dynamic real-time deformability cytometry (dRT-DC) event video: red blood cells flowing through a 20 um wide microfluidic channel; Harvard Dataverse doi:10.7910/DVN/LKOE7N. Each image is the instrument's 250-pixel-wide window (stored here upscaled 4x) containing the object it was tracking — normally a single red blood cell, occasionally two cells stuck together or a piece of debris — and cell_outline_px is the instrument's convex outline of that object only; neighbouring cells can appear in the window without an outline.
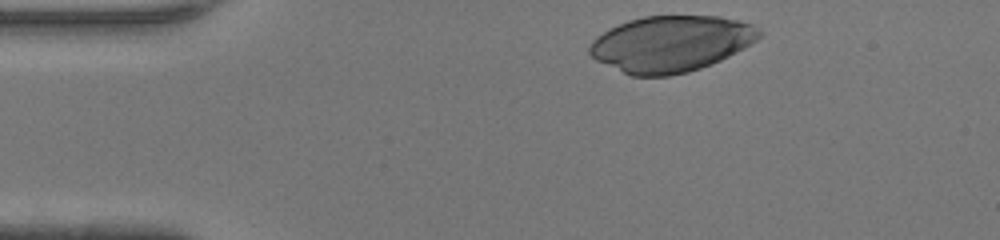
{"species": "human", "species_latin": "Homo sapiens", "temperature_condition": "warm", "stored_images_in_passage": 31, "camera_frame_rate_fps": 3000, "um_per_image_px": 0.085, "donor": {"sex": "female"}, "frame": {"image": 1, "passage_image": 1, "time_ms": 0.0, "image_size_px": [1000, 240], "cell_outline_px": [[760, 36], [756, 40], [744, 48], [720, 60], [700, 68], [688, 72], [668, 76], [632, 76], [596, 60], [588, 52], [588, 44], [596, 36], [608, 28], [628, 20], [644, 16], [720, 16], [752, 24], [760, 32]], "centroid_in_image_um": [56.98, 3.72], "position_along_channel_um": 28.0, "area_um2": 55.31}}